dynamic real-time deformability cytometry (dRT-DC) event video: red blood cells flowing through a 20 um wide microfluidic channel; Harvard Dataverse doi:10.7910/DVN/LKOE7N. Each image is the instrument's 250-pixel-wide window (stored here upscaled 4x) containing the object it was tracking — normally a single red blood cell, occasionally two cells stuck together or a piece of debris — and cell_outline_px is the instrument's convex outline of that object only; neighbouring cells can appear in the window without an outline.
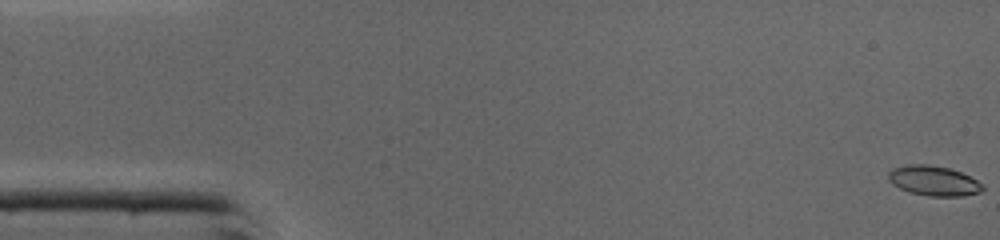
{"species": "common noctule bat (a hibernating species)", "species_latin": "Nyctalus noctula", "temperature_condition": "cold", "stored_images_in_passage": 11, "camera_frame_rate_fps": 3000, "um_per_image_px": 0.085, "animal": {"sex": "male", "body_mass_g": 19.0, "forearm_length_mm": 50.8}, "frame": {"image": 1, "passage_image": 1, "time_ms": 0.0, "image_size_px": [1000, 240], "cell_outline_px": [[984, 188], [980, 192], [964, 196], [928, 196], [908, 192], [892, 184], [888, 180], [888, 172], [892, 168], [908, 164], [928, 164], [948, 168], [960, 172], [984, 184]], "centroid_in_image_um": [79.34, 15.37], "position_along_channel_um": 5.7, "area_um2": 16.53}}